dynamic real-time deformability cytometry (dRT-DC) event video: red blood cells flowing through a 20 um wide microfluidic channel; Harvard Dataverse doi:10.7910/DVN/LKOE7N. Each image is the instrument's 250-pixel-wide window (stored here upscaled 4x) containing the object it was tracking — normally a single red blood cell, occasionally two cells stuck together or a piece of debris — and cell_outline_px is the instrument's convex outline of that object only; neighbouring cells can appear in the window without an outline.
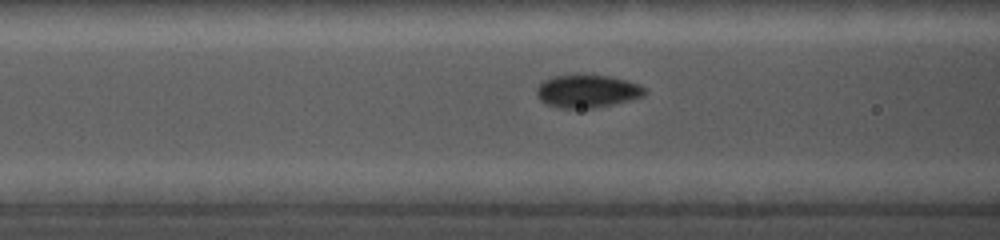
{"species": "common noctule bat (a hibernating species)", "species_latin": "Nyctalus noctula", "temperature_condition": "cold", "stored_images_in_passage": 46, "camera_frame_rate_fps": 5000, "um_per_image_px": 0.085, "animal": {"sex": "female", "body_mass_g": 19.0, "forearm_length_mm": 56.7}, "frame": {"image": 1, "passage_image": 20, "time_ms": 6.2, "image_size_px": [1000, 240], "cell_outline_px": [[648, 92], [644, 96], [612, 104], [592, 108], [560, 108], [548, 104], [540, 100], [536, 96], [536, 88], [544, 80], [552, 76], [576, 72], [608, 76], [624, 80], [636, 84], [644, 88]], "centroid_in_image_um": [49.85, 7.71], "position_along_channel_um": 116.7, "area_um2": 21.04}}
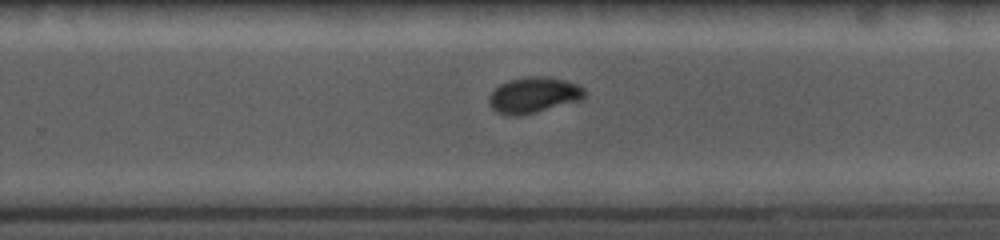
{"frame": {"image": 2, "passage_image": 32, "time_ms": 10.6, "image_size_px": [1000, 240], "cell_outline_px": [[584, 96], [580, 100], [536, 112], [520, 116], [508, 116], [496, 112], [488, 104], [488, 96], [500, 84], [508, 80], [528, 76], [544, 76], [564, 80], [576, 84], [584, 88]], "centroid_in_image_um": [45.3, 8.09], "position_along_channel_um": 284.5, "area_um2": 19.94}}
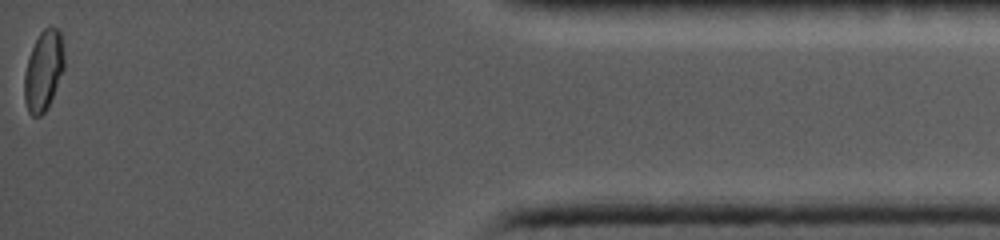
{"frame": {"image": 3, "passage_image": 46, "time_ms": 15.8, "image_size_px": [1000, 240], "cell_outline_px": [[64, 68], [48, 108], [40, 116], [32, 116], [28, 112], [24, 100], [24, 72], [28, 56], [40, 32], [44, 28], [60, 28], [64, 52]], "centroid_in_image_um": [3.69, 6.02], "position_along_channel_um": 431.5, "area_um2": 18.79}}